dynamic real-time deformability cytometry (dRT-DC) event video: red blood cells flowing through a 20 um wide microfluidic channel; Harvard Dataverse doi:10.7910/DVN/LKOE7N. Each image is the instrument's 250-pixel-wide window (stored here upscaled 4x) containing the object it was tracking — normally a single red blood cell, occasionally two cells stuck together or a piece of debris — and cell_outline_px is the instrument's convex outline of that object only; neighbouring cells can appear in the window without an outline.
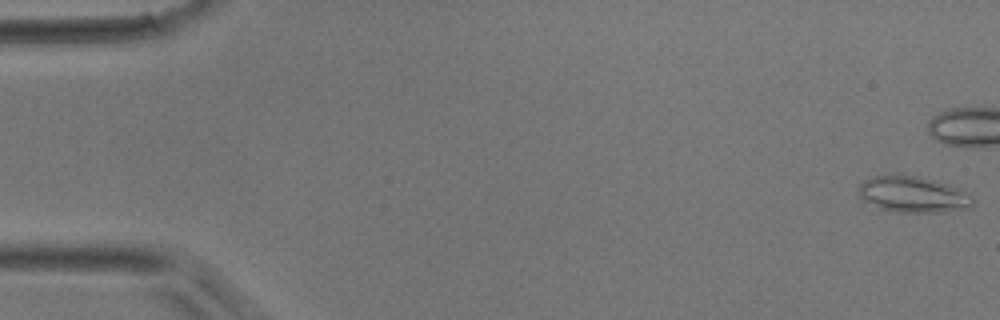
{"species": "common noctule bat (a hibernating species)", "species_latin": "Nyctalus noctula", "temperature_condition": "room temperature", "stored_images_in_passage": 13, "camera_frame_rate_fps": 3000, "um_per_image_px": 0.085, "animal": {"sex": "male", "body_mass_g": 17.9}, "frame": {"image": 1, "passage_image": 1, "time_ms": 0.0, "image_size_px": [1000, 320], "cell_outline_px": [[976, 200], [972, 208], [944, 212], [896, 212], [880, 208], [860, 200], [860, 184], [864, 180], [872, 176], [892, 172], [900, 172], [948, 184], [972, 196]], "centroid_in_image_um": [77.59, 16.51], "position_along_channel_um": 7.4, "area_um2": 24.62}}